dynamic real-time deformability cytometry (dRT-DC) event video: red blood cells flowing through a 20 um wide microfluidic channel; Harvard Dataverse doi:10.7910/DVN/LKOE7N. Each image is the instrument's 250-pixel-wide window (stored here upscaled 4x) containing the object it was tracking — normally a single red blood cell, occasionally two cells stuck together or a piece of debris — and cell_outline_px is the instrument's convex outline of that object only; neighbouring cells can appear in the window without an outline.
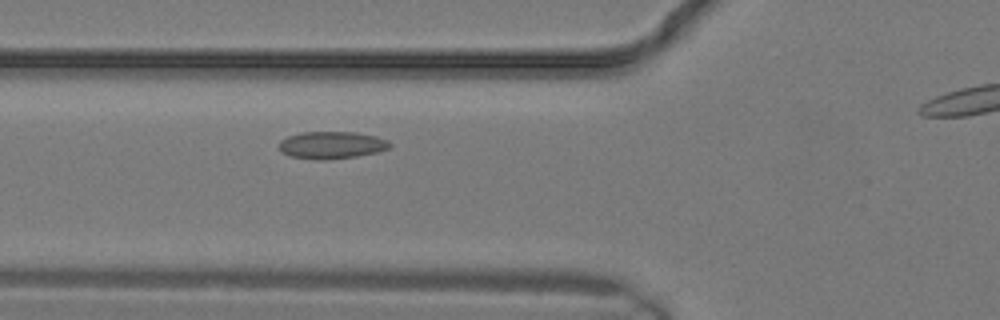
{"species": "common noctule bat (a hibernating species)", "species_latin": "Nyctalus noctula", "temperature_condition": "warm", "stored_images_in_passage": 5, "segment_of_instrument_passage": [1, 2], "camera_frame_rate_fps": 3000, "um_per_image_px": 0.085, "animal": {"sex": "male", "body_mass_g": 19.2, "forearm_length_mm": 51.8}, "frame": {"image": 1, "passage_image": 4, "time_ms": 1.0, "image_size_px": [1000, 320], "cell_outline_px": [[392, 144], [388, 148], [376, 152], [356, 156], [324, 160], [316, 160], [288, 156], [280, 152], [280, 140], [288, 136], [300, 132], [356, 132], [376, 136], [388, 140]], "centroid_in_image_um": [28.16, 12.33], "position_along_channel_um": 97.6, "area_um2": 17.69}}